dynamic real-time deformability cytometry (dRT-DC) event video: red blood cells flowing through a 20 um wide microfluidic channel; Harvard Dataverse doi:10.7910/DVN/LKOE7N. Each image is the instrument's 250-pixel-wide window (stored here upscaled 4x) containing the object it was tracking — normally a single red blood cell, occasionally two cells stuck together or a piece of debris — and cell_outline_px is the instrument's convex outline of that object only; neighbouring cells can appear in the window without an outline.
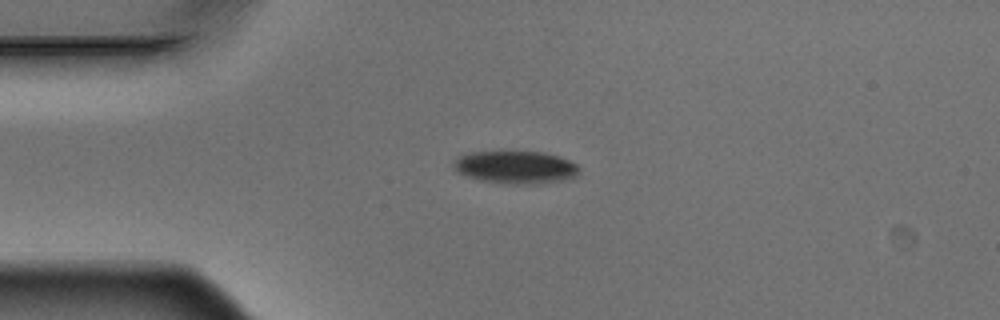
{"species": "Egyptian fruit bat (a non-hibernating species)", "species_latin": "Rousettus aegyptiacus", "temperature_condition": "warm", "stored_images_in_passage": 9, "camera_frame_rate_fps": 3000, "um_per_image_px": 0.085, "animal": {"sex": "male"}, "frame": {"image": 1, "passage_image": 3, "time_ms": 0.667, "image_size_px": [1000, 320], "cell_outline_px": [[580, 172], [576, 176], [564, 180], [544, 184], [512, 184], [480, 180], [456, 172], [452, 164], [460, 156], [472, 152], [544, 152], [568, 160], [576, 164], [580, 168]], "centroid_in_image_um": [43.86, 14.23], "position_along_channel_um": 41.1, "area_um2": 23.87}}
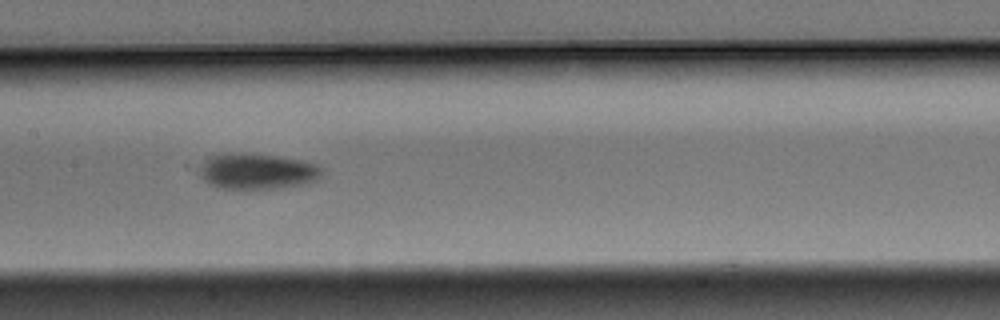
{"frame": {"image": 2, "passage_image": 7, "time_ms": 2.0, "image_size_px": [1000, 320], "cell_outline_px": [[324, 172], [320, 180], [304, 184], [280, 188], [220, 188], [204, 180], [200, 176], [200, 164], [208, 156], [240, 152], [276, 156], [300, 160], [316, 164]], "centroid_in_image_um": [21.88, 14.55], "position_along_channel_um": 185.5, "area_um2": 25.55}}
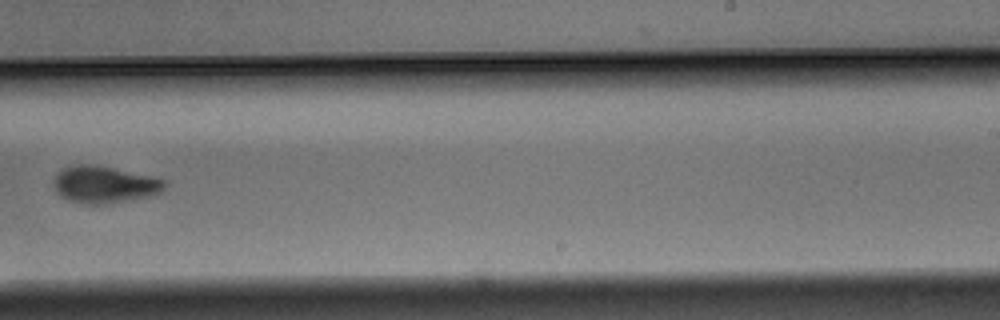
{"frame": {"image": 3, "passage_image": 9, "time_ms": 2.667, "image_size_px": [1000, 320], "cell_outline_px": [[164, 188], [160, 192], [152, 196], [104, 204], [80, 204], [68, 200], [60, 196], [56, 192], [52, 184], [56, 176], [64, 168], [80, 164], [84, 164], [112, 168], [148, 176], [164, 180]], "centroid_in_image_um": [8.82, 15.72], "position_along_channel_um": 280.2, "area_um2": 23.47}}